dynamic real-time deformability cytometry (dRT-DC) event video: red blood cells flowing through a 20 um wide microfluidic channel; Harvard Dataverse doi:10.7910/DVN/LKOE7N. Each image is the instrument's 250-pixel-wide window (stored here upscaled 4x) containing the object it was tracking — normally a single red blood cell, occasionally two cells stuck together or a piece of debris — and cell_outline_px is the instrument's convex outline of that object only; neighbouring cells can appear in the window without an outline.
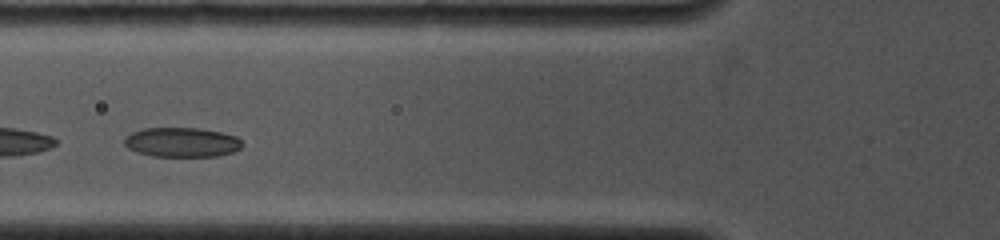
{"species": "common noctule bat (a hibernating species)", "species_latin": "Nyctalus noctula", "temperature_condition": "cold", "stored_images_in_passage": 6, "camera_frame_rate_fps": 4000, "um_per_image_px": 0.085, "animal": {"sex": "female", "body_mass_g": 19.0, "forearm_length_mm": 53.3}, "frame": {"image": 1, "passage_image": 4, "time_ms": 1.25, "image_size_px": [1000, 240], "cell_outline_px": [[244, 144], [240, 148], [232, 152], [216, 156], [152, 156], [128, 148], [124, 144], [124, 140], [132, 132], [140, 128], [200, 128], [220, 132], [236, 136]], "centroid_in_image_um": [15.46, 12.08], "position_along_channel_um": 110.3, "area_um2": 20.17}}